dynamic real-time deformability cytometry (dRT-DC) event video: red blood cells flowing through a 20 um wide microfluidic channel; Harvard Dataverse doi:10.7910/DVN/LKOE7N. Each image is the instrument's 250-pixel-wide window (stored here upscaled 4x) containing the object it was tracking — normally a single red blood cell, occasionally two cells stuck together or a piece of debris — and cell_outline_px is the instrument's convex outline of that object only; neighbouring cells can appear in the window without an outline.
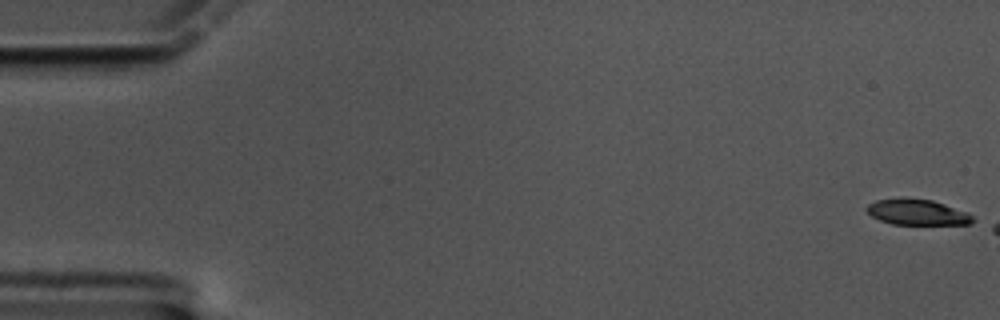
{"species": "common noctule bat (a hibernating species)", "species_latin": "Nyctalus noctula", "temperature_condition": "cold", "stored_images_in_passage": 8, "camera_frame_rate_fps": 3000, "um_per_image_px": 0.085, "animal": {"sex": "male", "body_mass_g": 17.5, "forearm_length_mm": 52.3}, "frame": {"image": 1, "passage_image": 1, "time_ms": 0.0, "image_size_px": [1000, 320], "cell_outline_px": [[976, 220], [972, 224], [892, 224], [880, 220], [872, 216], [864, 208], [868, 204], [876, 200], [932, 200], [968, 212]], "centroid_in_image_um": [78.01, 18.07], "position_along_channel_um": 7.0, "area_um2": 15.37}}